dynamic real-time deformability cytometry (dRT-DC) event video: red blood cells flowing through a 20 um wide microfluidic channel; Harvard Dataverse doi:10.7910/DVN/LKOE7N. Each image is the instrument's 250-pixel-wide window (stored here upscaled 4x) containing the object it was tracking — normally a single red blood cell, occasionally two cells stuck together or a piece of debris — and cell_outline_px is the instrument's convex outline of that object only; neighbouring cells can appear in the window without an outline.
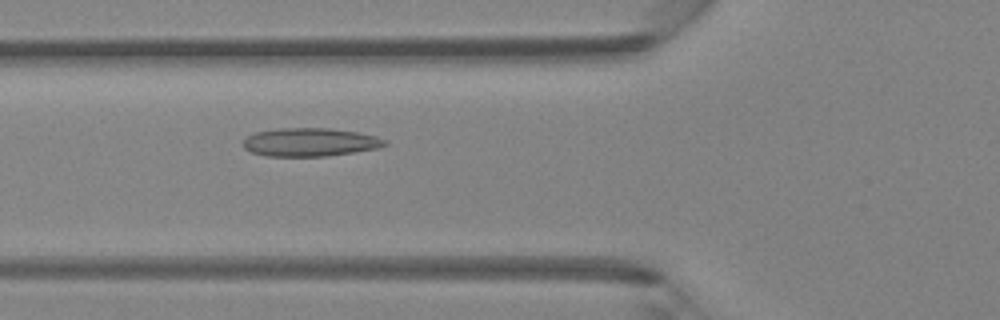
{"species": "Egyptian fruit bat (a non-hibernating species)", "species_latin": "Rousettus aegyptiacus", "temperature_condition": "room temperature", "stored_images_in_passage": 35, "camera_frame_rate_fps": 3000, "um_per_image_px": 0.085, "animal": {"sex": "female"}, "frame": {"image": 1, "passage_image": 5, "time_ms": 1.333, "image_size_px": [1000, 320], "cell_outline_px": [[388, 144], [376, 148], [352, 152], [324, 156], [268, 156], [252, 152], [244, 148], [244, 140], [248, 136], [256, 132], [280, 128], [332, 128], [356, 132], [376, 136], [388, 140]], "centroid_in_image_um": [26.37, 12.08], "position_along_channel_um": 99.4, "area_um2": 23.18}}
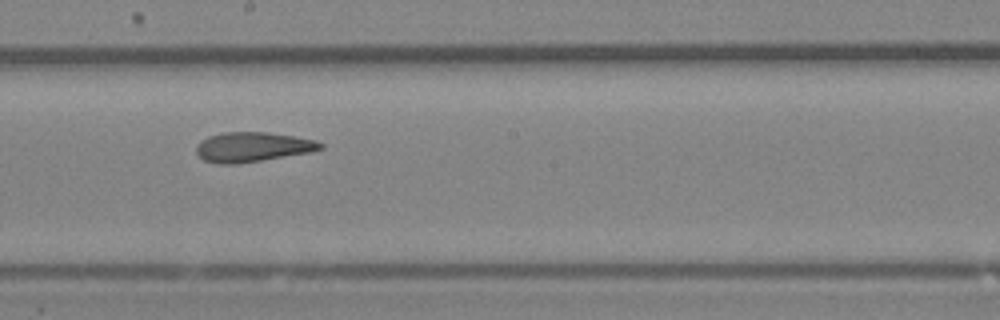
{"frame": {"image": 2, "passage_image": 14, "time_ms": 4.333, "image_size_px": [1000, 320], "cell_outline_px": [[324, 148], [312, 152], [236, 164], [216, 164], [204, 160], [196, 152], [196, 144], [208, 136], [224, 132], [268, 132], [316, 140], [324, 144]], "centroid_in_image_um": [21.47, 12.49], "position_along_channel_um": 226.7, "area_um2": 21.56}}
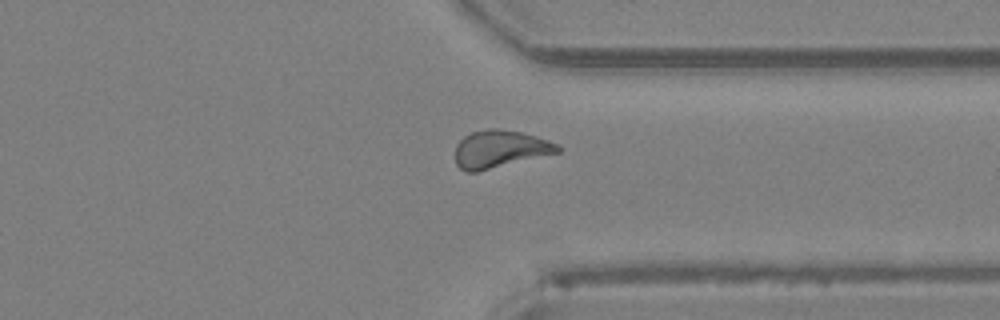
{"frame": {"image": 3, "passage_image": 24, "time_ms": 7.667, "image_size_px": [1000, 320], "cell_outline_px": [[564, 148], [560, 152], [476, 172], [464, 172], [456, 164], [456, 144], [464, 136], [472, 132], [488, 128], [500, 128], [520, 132], [536, 136], [560, 144]], "centroid_in_image_um": [42.52, 12.66], "position_along_channel_um": 368.9, "area_um2": 22.54}, "authors_computed_cell_mechanics": {"area_um2": 21.7906, "velocity_mm_per_s": 4.2536, "shape_relaxation_time_tau1_ms": null, "shape_relaxation_time_tau2_ms": 2.1283, "deformation_change_tau1": null, "deformation_change_tau2": 0.0836}}